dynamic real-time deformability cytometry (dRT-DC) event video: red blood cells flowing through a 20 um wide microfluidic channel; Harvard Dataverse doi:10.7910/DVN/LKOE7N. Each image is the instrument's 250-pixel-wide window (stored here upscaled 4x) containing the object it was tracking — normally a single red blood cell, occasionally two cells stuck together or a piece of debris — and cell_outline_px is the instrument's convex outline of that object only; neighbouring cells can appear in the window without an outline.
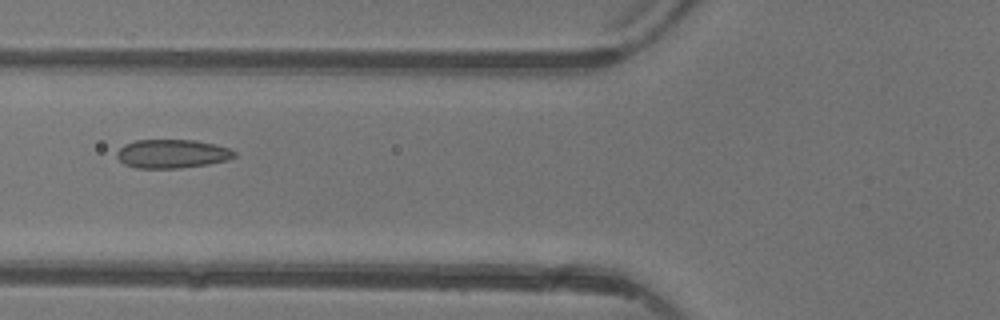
{"species": "common noctule bat (a hibernating species)", "species_latin": "Nyctalus noctula", "temperature_condition": "warm", "stored_images_in_passage": 3, "camera_frame_rate_fps": 3000, "um_per_image_px": 0.085, "animal": {"sex": "female"}, "frame": {"image": 1, "passage_image": 3, "time_ms": 2.0, "image_size_px": [1000, 320], "cell_outline_px": [[236, 156], [228, 160], [208, 164], [180, 168], [136, 168], [124, 164], [116, 156], [116, 152], [124, 144], [136, 140], [196, 140], [228, 148], [236, 152]], "centroid_in_image_um": [14.61, 13.07], "position_along_channel_um": 111.2, "area_um2": 19.65}}